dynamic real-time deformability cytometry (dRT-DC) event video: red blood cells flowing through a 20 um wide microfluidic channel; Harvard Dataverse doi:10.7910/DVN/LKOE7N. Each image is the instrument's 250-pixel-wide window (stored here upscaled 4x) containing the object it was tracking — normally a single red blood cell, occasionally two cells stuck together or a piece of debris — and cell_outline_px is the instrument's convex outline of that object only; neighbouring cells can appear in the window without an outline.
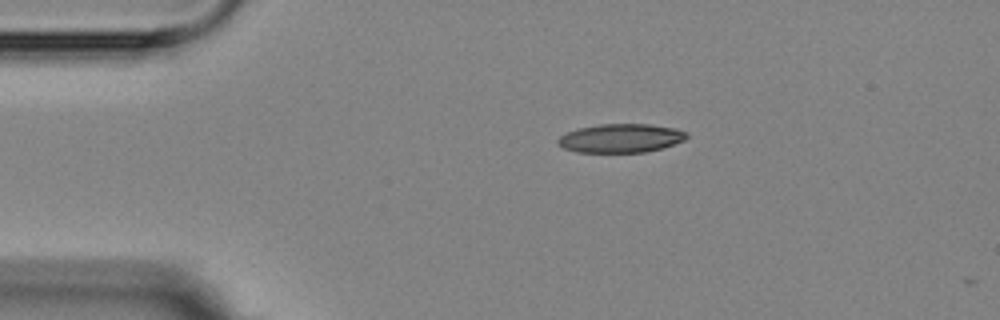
{"species": "Egyptian fruit bat (a non-hibernating species)", "species_latin": "Rousettus aegyptiacus", "temperature_condition": "room temperature", "stored_images_in_passage": 3, "camera_frame_rate_fps": 3000, "um_per_image_px": 0.085, "animal": {"sex": "female"}, "frame": {"image": 1, "passage_image": 1, "time_ms": 0.0, "image_size_px": [1000, 320], "cell_outline_px": [[688, 136], [684, 140], [660, 148], [644, 152], [576, 152], [564, 148], [556, 144], [556, 140], [560, 136], [568, 132], [580, 128], [600, 124], [652, 124], [676, 128], [688, 132]], "centroid_in_image_um": [52.76, 11.74], "position_along_channel_um": 32.2, "area_um2": 21.5}}
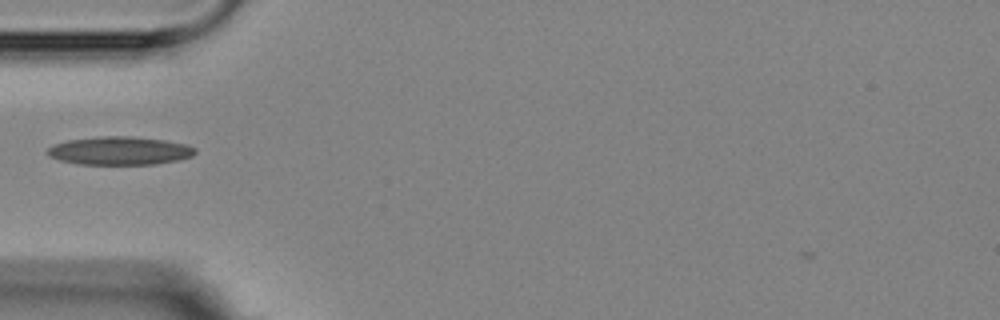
{"frame": {"image": 2, "passage_image": 3, "time_ms": 2.333, "image_size_px": [1000, 320], "cell_outline_px": [[196, 152], [192, 156], [176, 160], [152, 164], [76, 164], [60, 160], [48, 156], [44, 152], [48, 148], [56, 144], [68, 140], [100, 136], [132, 136], [164, 140], [184, 144], [196, 148]], "centroid_in_image_um": [10.13, 12.81], "position_along_channel_um": 74.9, "area_um2": 24.22}}